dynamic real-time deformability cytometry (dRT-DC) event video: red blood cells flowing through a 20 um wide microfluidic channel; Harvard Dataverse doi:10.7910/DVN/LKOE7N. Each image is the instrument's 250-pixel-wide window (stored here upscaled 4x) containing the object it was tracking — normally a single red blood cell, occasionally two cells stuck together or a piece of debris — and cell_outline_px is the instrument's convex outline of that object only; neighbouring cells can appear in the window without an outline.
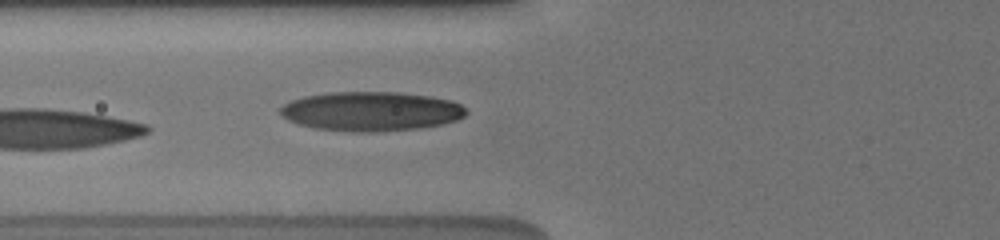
{"species": "human", "species_latin": "Homo sapiens", "temperature_condition": "cold", "stored_images_in_passage": 5, "camera_frame_rate_fps": 3000, "um_per_image_px": 0.085, "donor": {"sex": "male"}, "frame": {"image": 1, "passage_image": 5, "time_ms": 3.667, "image_size_px": [1000, 240], "cell_outline_px": [[468, 112], [464, 116], [456, 120], [440, 124], [420, 128], [372, 132], [356, 132], [316, 128], [300, 124], [288, 120], [280, 112], [280, 108], [284, 104], [292, 100], [304, 96], [332, 92], [400, 92], [428, 96], [452, 100], [460, 104]], "centroid_in_image_um": [31.56, 9.45], "position_along_channel_um": 94.2, "area_um2": 42.37}}